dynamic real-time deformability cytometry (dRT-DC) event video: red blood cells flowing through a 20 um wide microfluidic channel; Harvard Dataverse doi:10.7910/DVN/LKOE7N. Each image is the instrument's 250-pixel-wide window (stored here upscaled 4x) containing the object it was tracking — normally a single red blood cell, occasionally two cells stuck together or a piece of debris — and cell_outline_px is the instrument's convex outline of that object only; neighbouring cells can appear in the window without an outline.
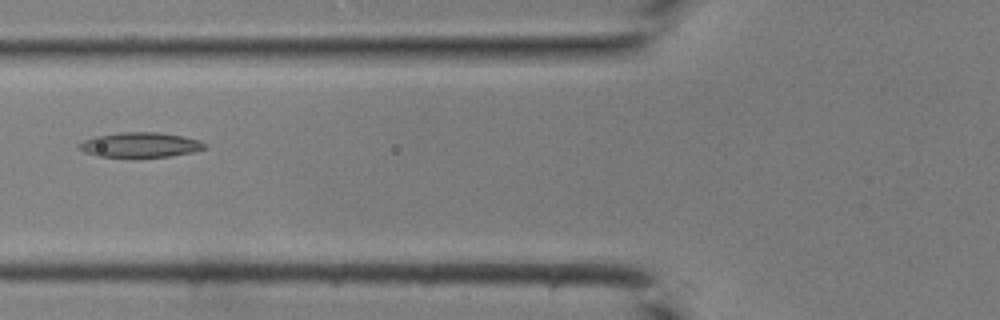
{"species": "common noctule bat (a hibernating species)", "species_latin": "Nyctalus noctula", "temperature_condition": "room temperature", "stored_images_in_passage": 32, "camera_frame_rate_fps": 3000, "um_per_image_px": 0.085, "animal": {"sex": "male", "body_mass_g": 19.0, "forearm_length_mm": 50.8}, "frame": {"image": 1, "passage_image": 7, "time_ms": 2.0, "image_size_px": [1000, 320], "cell_outline_px": [[208, 148], [192, 152], [168, 156], [96, 156], [84, 152], [76, 148], [76, 144], [84, 140], [96, 136], [120, 132], [160, 132], [184, 136], [200, 140], [208, 144]], "centroid_in_image_um": [11.93, 12.29], "position_along_channel_um": 113.9, "area_um2": 18.26}}
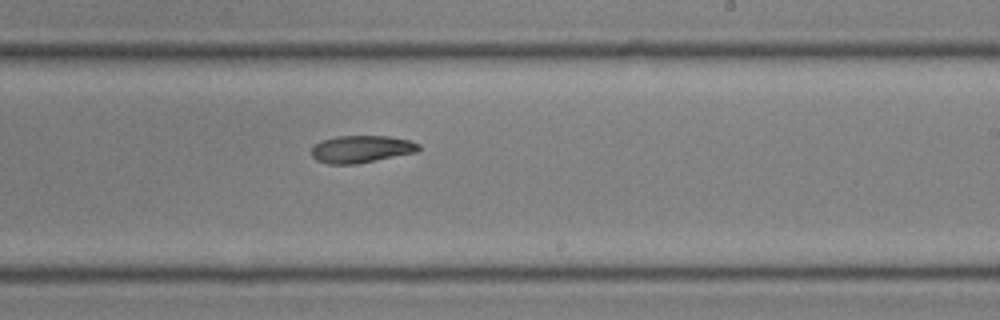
{"frame": {"image": 2, "passage_image": 16, "time_ms": 5.0, "image_size_px": [1000, 320], "cell_outline_px": [[420, 148], [416, 152], [356, 164], [328, 164], [316, 160], [312, 156], [312, 148], [320, 140], [336, 136], [388, 136], [408, 140], [420, 144]], "centroid_in_image_um": [30.69, 12.67], "position_along_channel_um": 258.3, "area_um2": 16.99}}
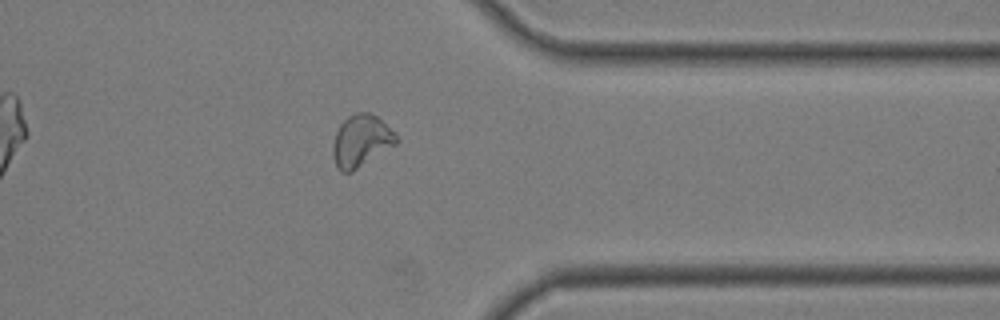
{"frame": {"image": 3, "passage_image": 24, "time_ms": 7.667, "image_size_px": [1000, 320], "cell_outline_px": [[400, 140], [396, 144], [352, 172], [340, 172], [332, 156], [332, 144], [336, 132], [340, 124], [348, 116], [356, 112], [372, 112]], "centroid_in_image_um": [30.66, 11.98], "position_along_channel_um": 380.7, "area_um2": 19.07}}